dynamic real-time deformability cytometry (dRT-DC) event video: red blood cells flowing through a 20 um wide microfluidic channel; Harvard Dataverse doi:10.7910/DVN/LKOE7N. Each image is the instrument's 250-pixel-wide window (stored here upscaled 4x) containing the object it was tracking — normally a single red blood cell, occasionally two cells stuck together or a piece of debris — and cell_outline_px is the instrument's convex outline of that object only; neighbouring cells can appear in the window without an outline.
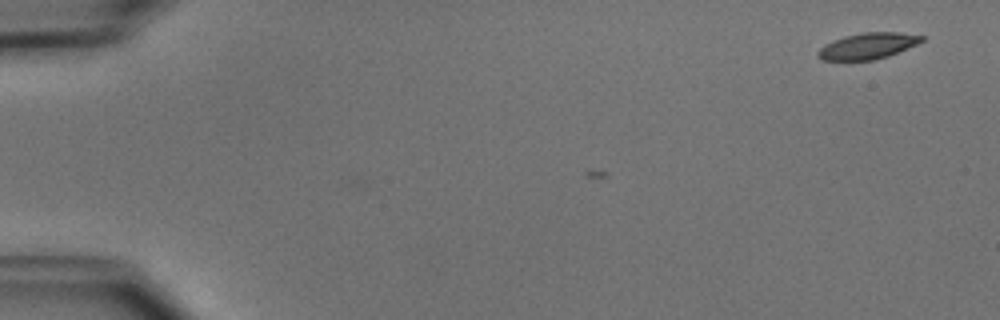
{"species": "common noctule bat (a hibernating species)", "species_latin": "Nyctalus noctula", "temperature_condition": "cold", "stored_images_in_passage": 3, "camera_frame_rate_fps": 3000, "um_per_image_px": 0.085, "animal": {"sex": "male", "body_mass_g": 15.6}, "frame": {"image": 1, "passage_image": 1, "time_ms": 0.0, "image_size_px": [1000, 320], "cell_outline_px": [[924, 40], [916, 44], [888, 56], [872, 60], [824, 60], [816, 56], [816, 52], [824, 44], [844, 36], [860, 32], [900, 32], [924, 36]], "centroid_in_image_um": [73.73, 3.9], "position_along_channel_um": 11.3, "area_um2": 15.78}}